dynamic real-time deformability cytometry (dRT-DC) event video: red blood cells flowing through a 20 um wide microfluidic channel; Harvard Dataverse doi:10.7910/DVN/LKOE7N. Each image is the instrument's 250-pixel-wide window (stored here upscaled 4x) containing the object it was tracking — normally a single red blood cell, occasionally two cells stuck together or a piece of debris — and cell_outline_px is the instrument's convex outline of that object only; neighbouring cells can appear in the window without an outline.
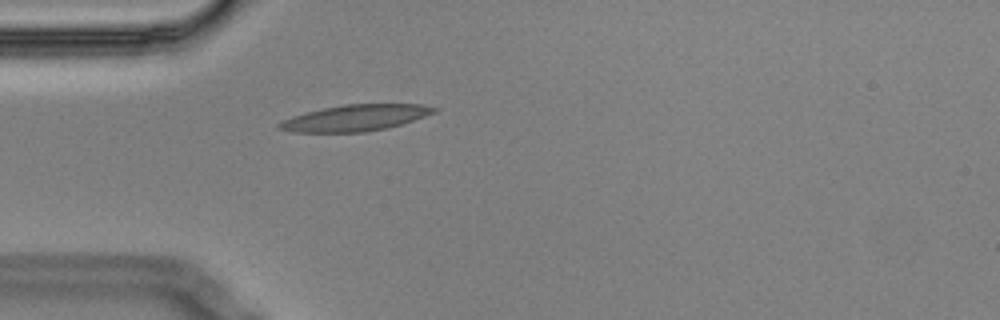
{"species": "Egyptian fruit bat (a non-hibernating species)", "species_latin": "Rousettus aegyptiacus", "temperature_condition": "cold", "stored_images_in_passage": 1, "camera_frame_rate_fps": 3000, "um_per_image_px": 0.085, "animal": {"sex": "male"}, "frame": {"image": 1, "passage_image": 1, "time_ms": 0.0, "image_size_px": [1000, 320], "cell_outline_px": [[440, 108], [436, 112], [388, 128], [364, 132], [292, 132], [276, 128], [276, 124], [280, 120], [304, 112], [344, 104], [420, 104]], "centroid_in_image_um": [30.14, 10.02], "position_along_channel_um": 54.9, "area_um2": 23.76}}